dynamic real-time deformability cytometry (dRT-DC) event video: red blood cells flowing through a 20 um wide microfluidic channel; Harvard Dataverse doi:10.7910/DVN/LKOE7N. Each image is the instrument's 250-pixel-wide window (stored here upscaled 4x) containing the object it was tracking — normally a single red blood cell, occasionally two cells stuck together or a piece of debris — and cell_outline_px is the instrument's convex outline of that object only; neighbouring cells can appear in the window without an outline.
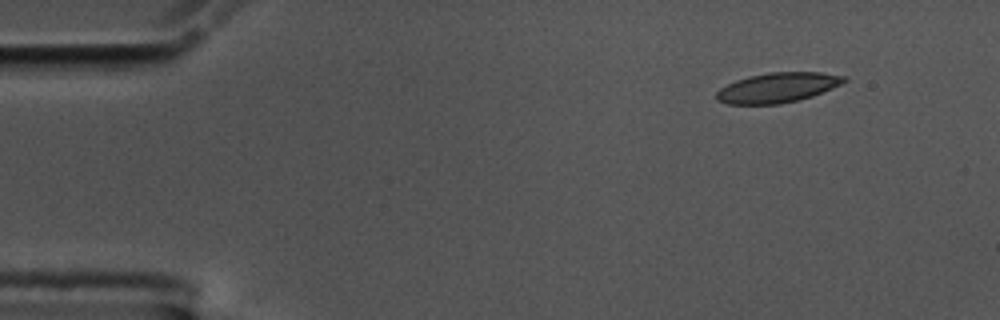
{"species": "common noctule bat (a hibernating species)", "species_latin": "Nyctalus noctula", "temperature_condition": "cold", "stored_images_in_passage": 53, "segment_of_instrument_passage": [1, 2], "camera_frame_rate_fps": 3000, "um_per_image_px": 0.085, "animal": {"sex": "male", "body_mass_g": 17.5, "forearm_length_mm": 52.3}, "frame": {"image": 1, "passage_image": 1, "time_ms": 0.0, "image_size_px": [1000, 320], "cell_outline_px": [[848, 80], [832, 88], [812, 96], [800, 100], [780, 104], [728, 104], [716, 100], [716, 92], [720, 88], [736, 80], [748, 76], [768, 72], [820, 72], [848, 76]], "centroid_in_image_um": [66.1, 7.44], "position_along_channel_um": 18.9, "area_um2": 22.37}}
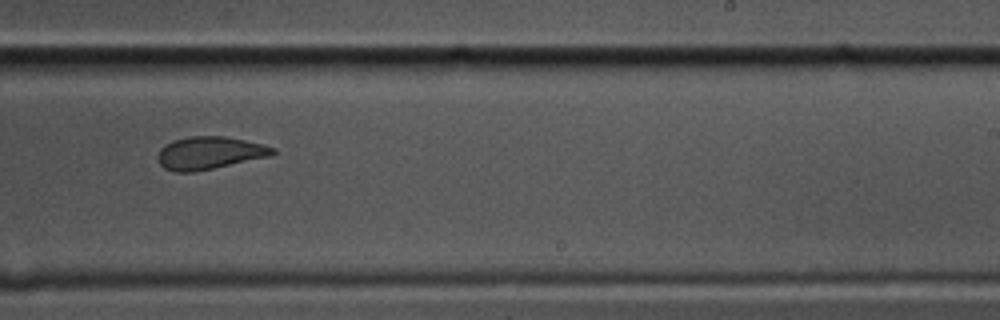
{"frame": {"image": 2, "passage_image": 30, "time_ms": 9.667, "image_size_px": [1000, 320], "cell_outline_px": [[276, 152], [272, 156], [196, 172], [176, 172], [164, 168], [160, 164], [156, 156], [160, 148], [164, 144], [172, 140], [188, 136], [224, 136], [244, 140], [276, 148]], "centroid_in_image_um": [17.78, 13.0], "position_along_channel_um": 271.2, "area_um2": 22.14}}
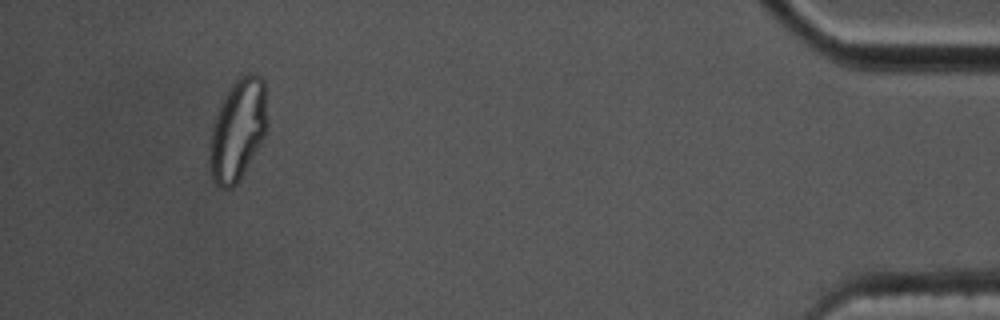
{"frame": {"image": 3, "passage_image": 48, "time_ms": 15.667, "image_size_px": [1000, 320], "cell_outline_px": [[268, 128], [264, 136], [236, 184], [232, 188], [220, 188], [212, 180], [208, 160], [208, 156], [212, 128], [220, 104], [224, 96], [232, 84], [240, 76], [248, 72], [252, 72], [260, 76], [264, 80], [268, 120]], "centroid_in_image_um": [20.21, 11.01], "position_along_channel_um": 415.0, "area_um2": 34.1}}